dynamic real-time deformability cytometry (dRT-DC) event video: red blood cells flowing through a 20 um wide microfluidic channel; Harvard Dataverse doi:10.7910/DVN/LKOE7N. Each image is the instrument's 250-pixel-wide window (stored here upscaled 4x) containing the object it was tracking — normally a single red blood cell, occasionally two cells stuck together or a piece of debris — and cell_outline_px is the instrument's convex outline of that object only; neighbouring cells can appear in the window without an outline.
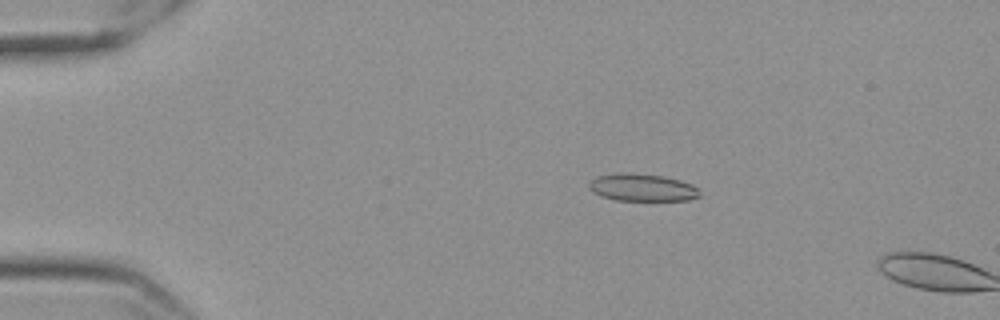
{"species": "Egyptian fruit bat (a non-hibernating species)", "species_latin": "Rousettus aegyptiacus", "temperature_condition": "cold", "stored_images_in_passage": 9, "camera_frame_rate_fps": 3000, "um_per_image_px": 0.085, "frame": {"image": 1, "passage_image": 7, "time_ms": 2.0, "image_size_px": [1000, 320], "cell_outline_px": [[700, 196], [688, 200], [616, 200], [600, 196], [592, 192], [588, 188], [588, 184], [596, 176], [616, 172], [628, 172], [664, 176], [680, 180], [692, 184], [696, 188]], "centroid_in_image_um": [54.53, 15.92], "position_along_channel_um": 30.5, "area_um2": 17.8}}